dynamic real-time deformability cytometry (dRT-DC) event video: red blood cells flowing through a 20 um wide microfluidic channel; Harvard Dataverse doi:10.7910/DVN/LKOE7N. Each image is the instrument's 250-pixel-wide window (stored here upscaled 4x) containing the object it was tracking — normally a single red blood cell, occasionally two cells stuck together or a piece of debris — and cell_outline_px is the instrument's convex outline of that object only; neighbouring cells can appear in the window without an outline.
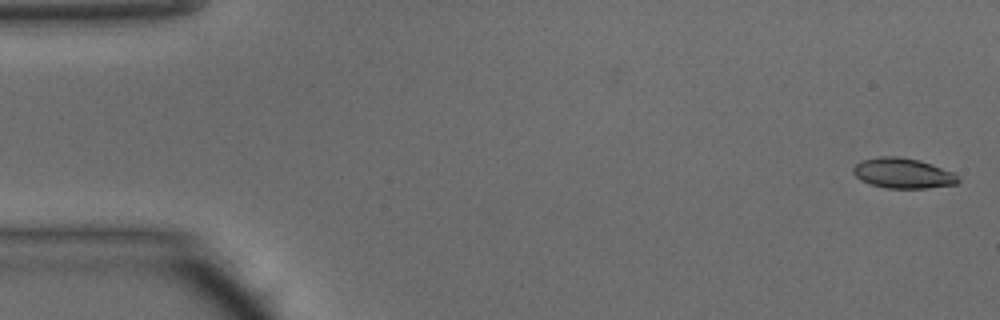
{"species": "common noctule bat (a hibernating species)", "species_latin": "Nyctalus noctula", "temperature_condition": "warm", "stored_images_in_passage": 47, "camera_frame_rate_fps": 3000, "um_per_image_px": 0.085, "animal": {"sex": "male", "body_mass_g": 15.6}, "frame": {"image": 1, "passage_image": 1, "time_ms": 0.0, "image_size_px": [1000, 320], "cell_outline_px": [[960, 180], [956, 184], [928, 188], [888, 188], [872, 184], [860, 180], [852, 172], [852, 168], [860, 160], [880, 156], [900, 156], [920, 160], [932, 164], [952, 172]], "centroid_in_image_um": [76.72, 14.71], "position_along_channel_um": 8.3, "area_um2": 18.5}}
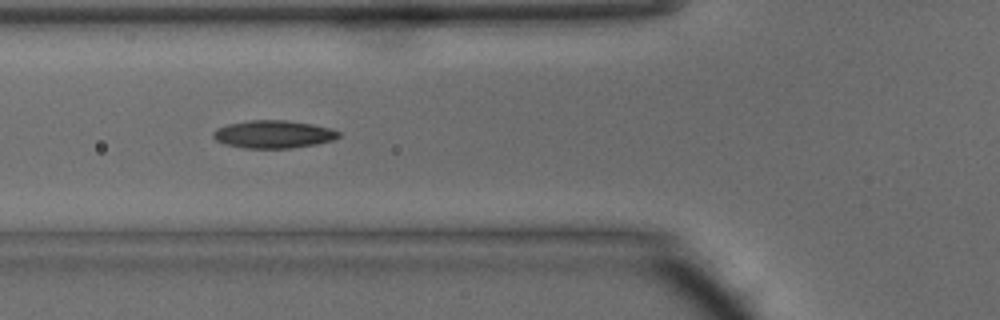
{"frame": {"image": 2, "passage_image": 17, "time_ms": 5.333, "image_size_px": [1000, 320], "cell_outline_px": [[340, 136], [332, 140], [316, 144], [292, 148], [244, 148], [224, 144], [216, 140], [212, 136], [212, 132], [216, 128], [228, 124], [248, 120], [288, 120], [312, 124], [332, 128], [340, 132]], "centroid_in_image_um": [23.23, 11.41], "position_along_channel_um": 102.6, "area_um2": 20.46}}
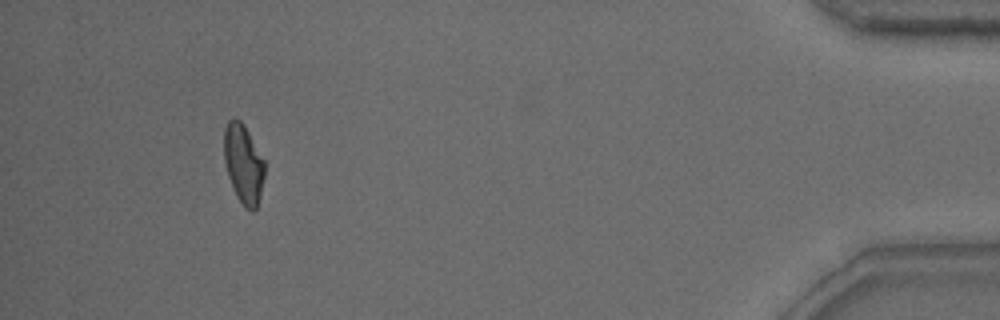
{"frame": {"image": 3, "passage_image": 44, "time_ms": 14.333, "image_size_px": [1000, 320], "cell_outline_px": [[264, 176], [260, 196], [256, 208], [252, 212], [244, 208], [236, 196], [228, 176], [224, 160], [224, 128], [228, 120], [232, 116], [236, 116], [244, 124], [264, 160]], "centroid_in_image_um": [20.67, 13.9], "position_along_channel_um": 414.5, "area_um2": 18.9}, "authors_computed_cell_mechanics": {"area_um2": 19.1318, "velocity_mm_per_s": 4.2223, "shape_relaxation_time_tau1_ms": 5.2328, "shape_relaxation_time_tau2_ms": 3.2375, "deformation_change_tau1": 0.1879, "deformation_change_tau2": 0.1061}}